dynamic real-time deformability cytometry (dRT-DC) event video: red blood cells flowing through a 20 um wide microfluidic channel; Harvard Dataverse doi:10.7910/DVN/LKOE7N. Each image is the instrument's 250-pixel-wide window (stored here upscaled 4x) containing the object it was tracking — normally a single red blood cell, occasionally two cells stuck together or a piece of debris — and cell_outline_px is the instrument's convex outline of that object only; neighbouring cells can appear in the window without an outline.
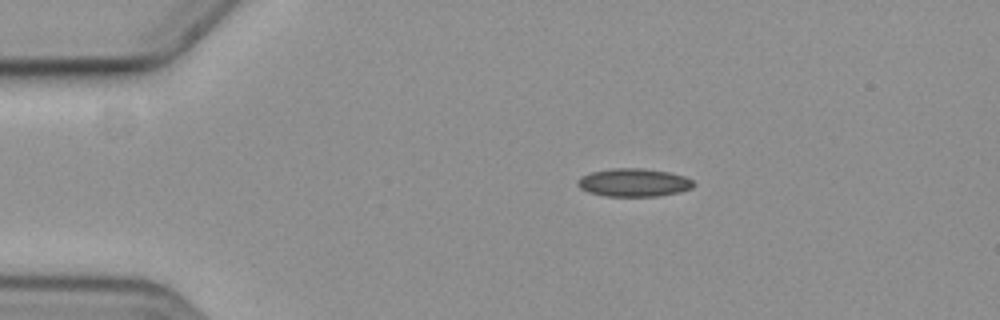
{"species": "common noctule bat (a hibernating species)", "species_latin": "Nyctalus noctula", "temperature_condition": "cold", "stored_images_in_passage": 4, "camera_frame_rate_fps": 3000, "um_per_image_px": 0.085, "animal": {"sex": "female", "body_mass_g": 19.3, "forearm_length_mm": 54.1}, "frame": {"image": 1, "passage_image": 1, "time_ms": 0.0, "image_size_px": [1000, 320], "cell_outline_px": [[696, 184], [692, 188], [680, 192], [656, 196], [608, 196], [588, 192], [580, 188], [576, 184], [580, 176], [592, 172], [612, 168], [644, 168], [668, 172], [684, 176], [692, 180]], "centroid_in_image_um": [53.87, 15.51], "position_along_channel_um": 31.1, "area_um2": 19.02}}
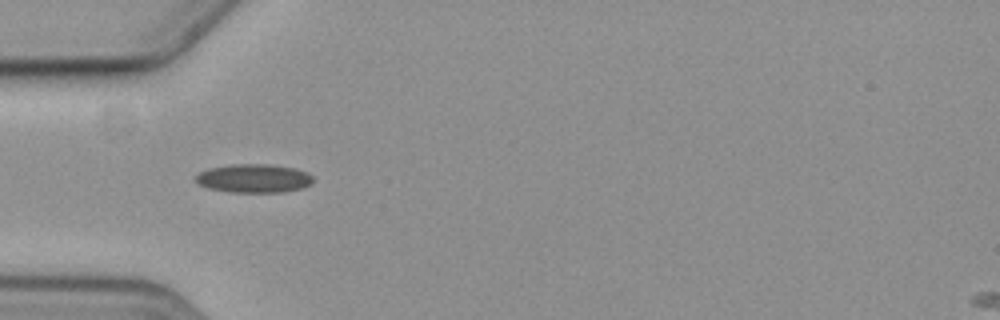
{"frame": {"image": 2, "passage_image": 3, "time_ms": 2.333, "image_size_px": [1000, 320], "cell_outline_px": [[312, 184], [300, 188], [284, 192], [232, 192], [208, 188], [200, 184], [196, 180], [196, 176], [200, 172], [208, 168], [232, 164], [272, 164], [296, 168], [308, 172], [312, 176]], "centroid_in_image_um": [21.61, 15.15], "position_along_channel_um": 63.4, "area_um2": 19.59}}
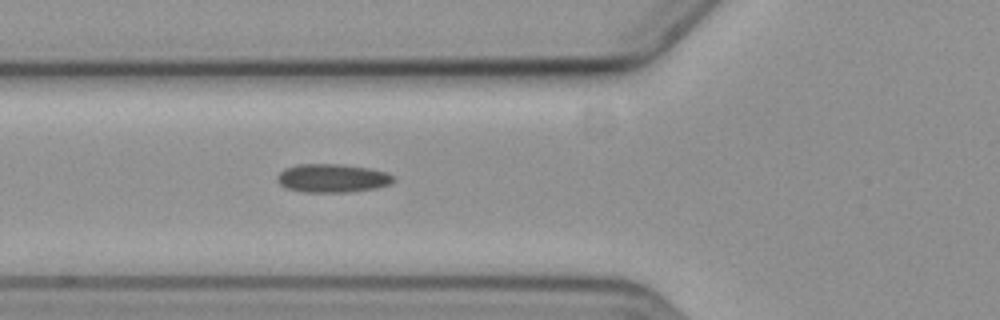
{"frame": {"image": 3, "passage_image": 4, "time_ms": 3.333, "image_size_px": [1000, 320], "cell_outline_px": [[392, 180], [388, 184], [376, 188], [348, 192], [304, 192], [284, 188], [276, 180], [276, 176], [284, 168], [296, 164], [340, 164], [368, 168], [384, 172], [392, 176]], "centroid_in_image_um": [28.15, 15.14], "position_along_channel_um": 97.7, "area_um2": 19.19}}